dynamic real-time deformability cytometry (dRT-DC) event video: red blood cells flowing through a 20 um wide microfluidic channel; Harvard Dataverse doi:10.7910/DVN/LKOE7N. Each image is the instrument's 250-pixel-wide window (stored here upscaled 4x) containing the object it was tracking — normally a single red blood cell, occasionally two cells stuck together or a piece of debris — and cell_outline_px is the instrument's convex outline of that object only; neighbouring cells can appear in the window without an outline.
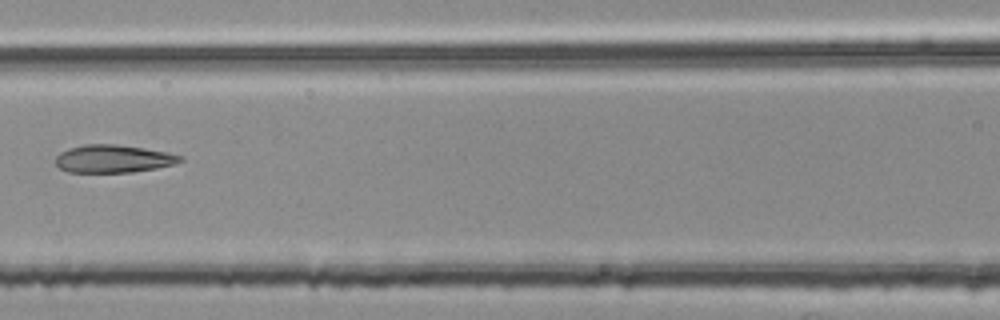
{"species": "common noctule bat (a hibernating species)", "species_latin": "Nyctalus noctula", "temperature_condition": "room temperature", "stored_images_in_passage": 5, "camera_frame_rate_fps": 3000, "um_per_image_px": 0.085, "animal": {"sex": "female", "body_mass_g": 25.1}, "frame": {"image": 1, "passage_image": 4, "time_ms": 1.0, "image_size_px": [1000, 320], "cell_outline_px": [[184, 160], [176, 164], [156, 168], [132, 172], [68, 172], [60, 168], [56, 164], [56, 156], [60, 152], [68, 148], [84, 144], [116, 144], [144, 148], [168, 152], [184, 156]], "centroid_in_image_um": [9.66, 13.49], "position_along_channel_um": 156.9, "area_um2": 20.35}}
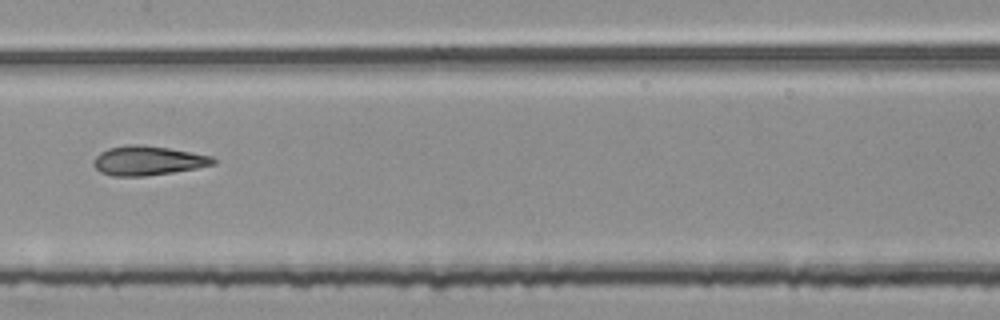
{"frame": {"image": 2, "passage_image": 5, "time_ms": 1.333, "image_size_px": [1000, 320], "cell_outline_px": [[216, 164], [196, 168], [172, 172], [144, 176], [112, 176], [100, 172], [92, 164], [92, 160], [100, 152], [108, 148], [128, 144], [140, 144], [168, 148], [212, 156], [216, 160]], "centroid_in_image_um": [12.53, 13.65], "position_along_channel_um": 194.9, "area_um2": 20.46}}